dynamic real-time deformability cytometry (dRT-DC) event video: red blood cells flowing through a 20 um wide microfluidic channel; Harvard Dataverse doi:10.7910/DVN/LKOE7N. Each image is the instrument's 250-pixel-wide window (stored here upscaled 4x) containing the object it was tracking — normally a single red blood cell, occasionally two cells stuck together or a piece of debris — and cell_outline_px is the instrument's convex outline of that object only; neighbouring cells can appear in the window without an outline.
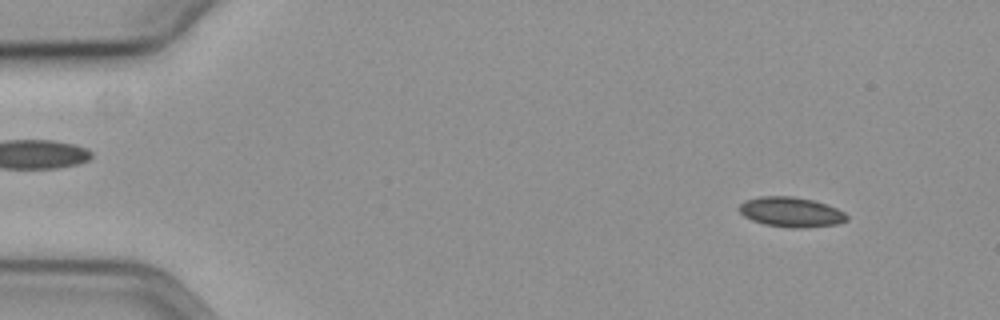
{"species": "common noctule bat (a hibernating species)", "species_latin": "Nyctalus noctula", "temperature_condition": "cold", "stored_images_in_passage": 15, "camera_frame_rate_fps": 3000, "um_per_image_px": 0.085, "animal": {"sex": "female", "body_mass_g": 19.3, "forearm_length_mm": 54.1}, "frame": {"image": 1, "passage_image": 6, "time_ms": 1.667, "image_size_px": [1000, 320], "cell_outline_px": [[848, 220], [836, 224], [800, 228], [792, 228], [764, 224], [752, 220], [744, 216], [740, 212], [740, 204], [744, 200], [760, 196], [792, 196], [812, 200], [836, 208], [844, 212], [848, 216]], "centroid_in_image_um": [67.22, 18.02], "position_along_channel_um": 17.8, "area_um2": 18.61}}